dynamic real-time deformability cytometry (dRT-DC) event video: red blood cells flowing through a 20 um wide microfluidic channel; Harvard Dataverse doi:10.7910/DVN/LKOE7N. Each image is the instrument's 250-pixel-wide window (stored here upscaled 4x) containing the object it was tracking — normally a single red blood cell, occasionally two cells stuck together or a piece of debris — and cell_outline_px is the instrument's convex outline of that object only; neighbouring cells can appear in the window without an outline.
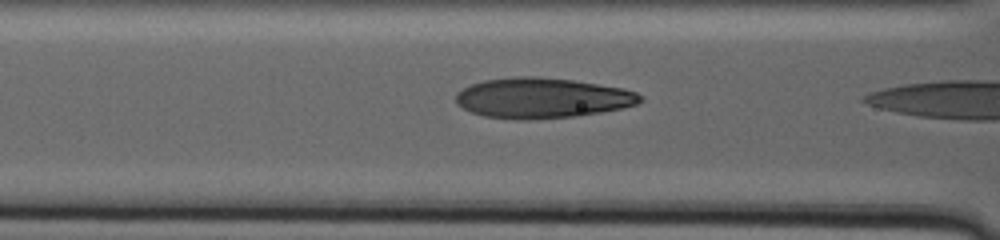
{"species": "human", "species_latin": "Homo sapiens", "temperature_condition": "warm", "stored_images_in_passage": 38, "camera_frame_rate_fps": 3000, "um_per_image_px": 0.085, "donor": {"sex": "male"}, "frame": {"image": 1, "passage_image": 37, "time_ms": 11.333, "image_size_px": [1000, 240], "cell_outline_px": [[644, 100], [636, 104], [624, 108], [576, 116], [532, 120], [516, 120], [484, 116], [472, 112], [456, 104], [456, 92], [472, 84], [484, 80], [516, 76], [536, 76], [572, 80], [620, 88], [636, 92]], "centroid_in_image_um": [46.05, 8.34], "position_along_channel_um": 120.5, "area_um2": 43.29}}